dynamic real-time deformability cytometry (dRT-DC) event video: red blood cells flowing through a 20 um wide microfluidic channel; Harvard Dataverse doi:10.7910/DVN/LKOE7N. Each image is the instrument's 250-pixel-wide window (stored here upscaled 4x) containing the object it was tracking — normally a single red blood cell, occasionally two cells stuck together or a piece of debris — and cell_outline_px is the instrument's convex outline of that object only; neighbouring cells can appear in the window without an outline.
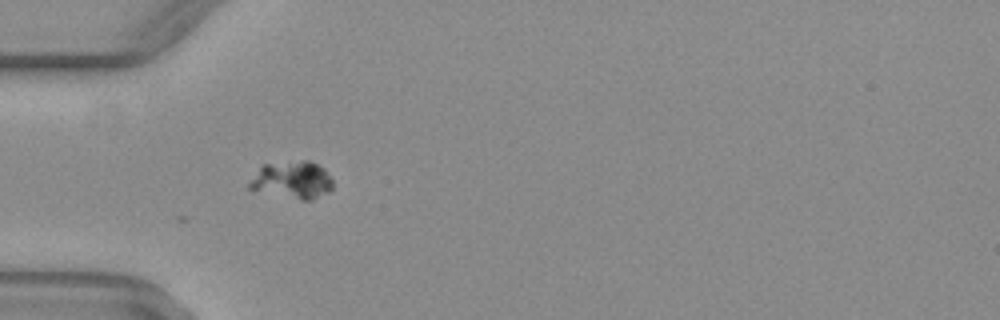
{"species": "common noctule bat (a hibernating species)", "species_latin": "Nyctalus noctula", "temperature_condition": "warm", "stored_images_in_passage": 5, "camera_frame_rate_fps": 3000, "um_per_image_px": 0.085, "animal": {"sex": "female", "body_mass_g": 29.2, "forearm_length_mm": 56.3}, "frame": {"image": 1, "passage_image": 3, "time_ms": 0.667, "image_size_px": [1000, 320], "cell_outline_px": [[332, 188], [328, 192], [312, 200], [300, 200], [248, 188], [248, 184], [260, 164], [300, 160], [308, 160], [324, 168], [332, 180]], "centroid_in_image_um": [24.83, 15.28], "position_along_channel_um": 60.2, "area_um2": 18.21}}